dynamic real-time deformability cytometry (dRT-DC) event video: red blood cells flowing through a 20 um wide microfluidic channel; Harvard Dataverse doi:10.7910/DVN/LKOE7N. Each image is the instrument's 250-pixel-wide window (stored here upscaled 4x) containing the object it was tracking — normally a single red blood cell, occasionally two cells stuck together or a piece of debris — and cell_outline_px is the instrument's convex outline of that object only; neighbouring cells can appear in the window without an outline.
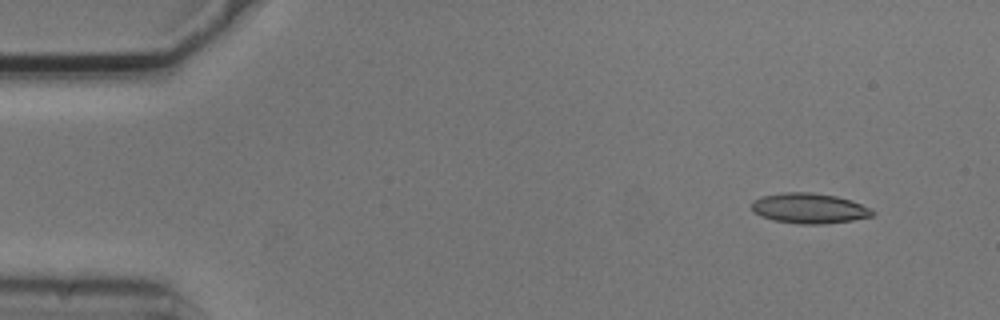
{"species": "common noctule bat (a hibernating species)", "species_latin": "Nyctalus noctula", "temperature_condition": "cold", "stored_images_in_passage": 5, "camera_frame_rate_fps": 3000, "um_per_image_px": 0.085, "animal": {"sex": "male", "body_mass_g": 20.5, "forearm_length_mm": 52.5}, "frame": {"image": 1, "passage_image": 1, "time_ms": 0.0, "image_size_px": [1000, 320], "cell_outline_px": [[876, 212], [872, 216], [852, 220], [824, 224], [800, 224], [772, 220], [760, 216], [752, 208], [752, 200], [760, 196], [784, 192], [812, 192], [836, 196], [852, 200], [872, 208]], "centroid_in_image_um": [68.8, 17.7], "position_along_channel_um": 16.2, "area_um2": 21.5}}